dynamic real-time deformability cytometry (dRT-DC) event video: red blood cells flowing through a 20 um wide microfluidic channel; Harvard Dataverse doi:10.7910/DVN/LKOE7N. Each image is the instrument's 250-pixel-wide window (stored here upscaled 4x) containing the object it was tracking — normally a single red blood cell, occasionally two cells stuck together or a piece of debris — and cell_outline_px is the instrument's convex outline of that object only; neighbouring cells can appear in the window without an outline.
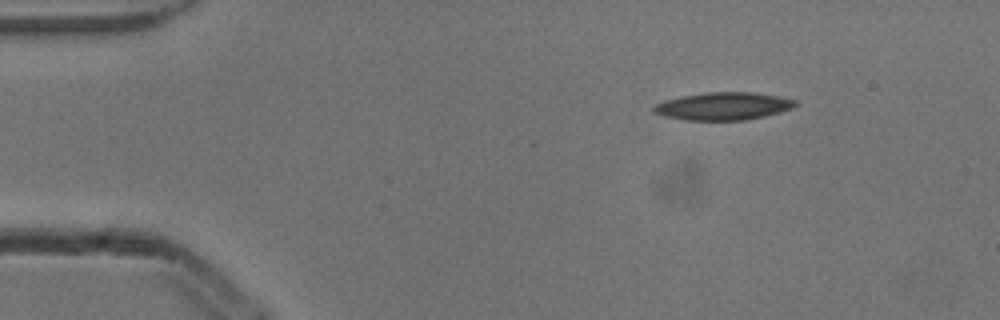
{"species": "common noctule bat (a hibernating species)", "species_latin": "Nyctalus noctula", "temperature_condition": "cold", "stored_images_in_passage": 3, "camera_frame_rate_fps": 3000, "um_per_image_px": 0.085, "animal": {"sex": "male", "body_mass_g": 13.3}, "frame": {"image": 1, "passage_image": 1, "time_ms": 0.0, "image_size_px": [1000, 320], "cell_outline_px": [[800, 104], [792, 108], [780, 112], [764, 116], [744, 120], [684, 120], [664, 116], [652, 112], [652, 108], [656, 104], [664, 100], [680, 96], [708, 92], [752, 92], [776, 96], [796, 100]], "centroid_in_image_um": [61.46, 9.02], "position_along_channel_um": 23.5, "area_um2": 22.89}}
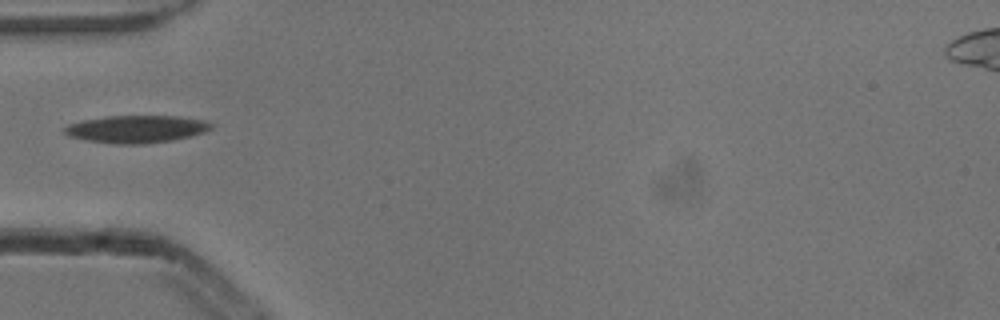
{"frame": {"image": 2, "passage_image": 3, "time_ms": 0.667, "image_size_px": [1000, 320], "cell_outline_px": [[212, 128], [208, 132], [192, 136], [172, 140], [144, 144], [112, 144], [88, 140], [68, 136], [64, 132], [64, 128], [68, 124], [84, 120], [108, 116], [180, 116], [208, 120], [212, 124]], "centroid_in_image_um": [11.66, 10.97], "position_along_channel_um": 73.3, "area_um2": 23.7}}